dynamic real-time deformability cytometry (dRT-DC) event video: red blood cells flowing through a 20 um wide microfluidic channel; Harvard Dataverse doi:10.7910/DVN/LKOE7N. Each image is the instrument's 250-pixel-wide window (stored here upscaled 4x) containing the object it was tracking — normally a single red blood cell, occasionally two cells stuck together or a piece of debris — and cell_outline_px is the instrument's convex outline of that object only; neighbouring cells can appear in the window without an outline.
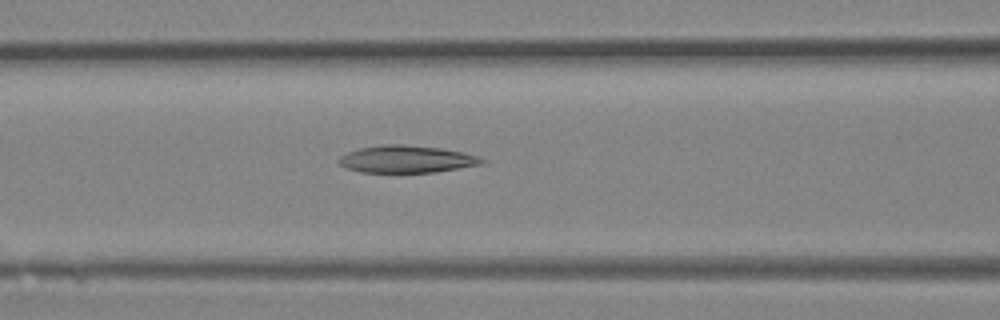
{"species": "Egyptian fruit bat (a non-hibernating species)", "species_latin": "Rousettus aegyptiacus", "temperature_condition": "room temperature", "stored_images_in_passage": 35, "camera_frame_rate_fps": 3000, "um_per_image_px": 0.085, "animal": {"sex": "female"}, "frame": {"image": 1, "passage_image": 15, "time_ms": 4.667, "image_size_px": [1000, 320], "cell_outline_px": [[488, 160], [480, 164], [436, 172], [360, 172], [348, 168], [340, 164], [336, 160], [340, 156], [348, 152], [360, 148], [384, 144], [404, 144], [440, 148], [460, 152], [476, 156]], "centroid_in_image_um": [34.52, 13.52], "position_along_channel_um": 132.1, "area_um2": 22.48}}
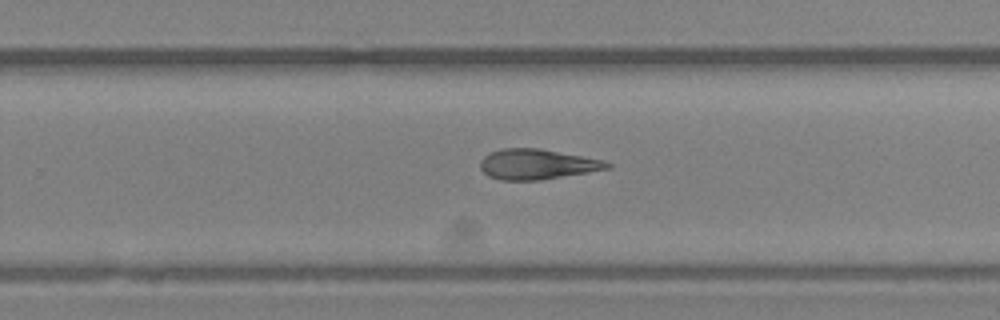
{"frame": {"image": 2, "passage_image": 23, "time_ms": 7.333, "image_size_px": [1000, 320], "cell_outline_px": [[612, 168], [540, 180], [500, 180], [488, 176], [480, 168], [480, 160], [488, 152], [500, 148], [540, 148], [604, 160], [612, 164]], "centroid_in_image_um": [45.63, 13.95], "position_along_channel_um": 284.2, "area_um2": 22.54}}
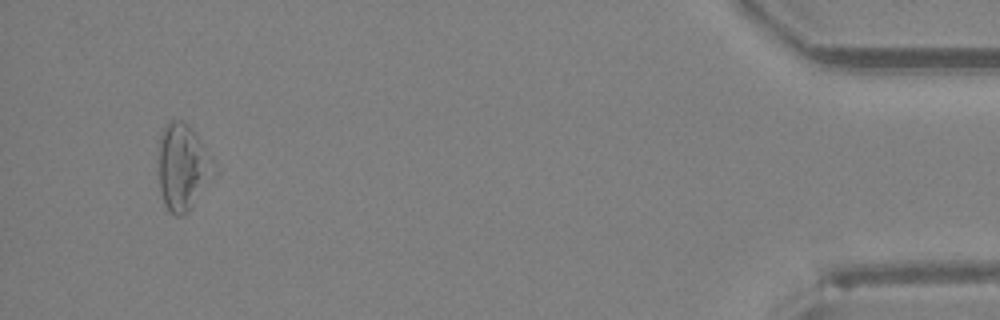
{"frame": {"image": 3, "passage_image": 34, "time_ms": 11.0, "image_size_px": [1000, 320], "cell_outline_px": [[216, 176], [192, 208], [184, 216], [176, 216], [168, 212], [164, 204], [160, 192], [156, 168], [156, 160], [160, 132], [168, 120], [180, 120], [188, 124], [216, 160]], "centroid_in_image_um": [15.53, 14.22], "position_along_channel_um": 419.7, "area_um2": 29.65}}